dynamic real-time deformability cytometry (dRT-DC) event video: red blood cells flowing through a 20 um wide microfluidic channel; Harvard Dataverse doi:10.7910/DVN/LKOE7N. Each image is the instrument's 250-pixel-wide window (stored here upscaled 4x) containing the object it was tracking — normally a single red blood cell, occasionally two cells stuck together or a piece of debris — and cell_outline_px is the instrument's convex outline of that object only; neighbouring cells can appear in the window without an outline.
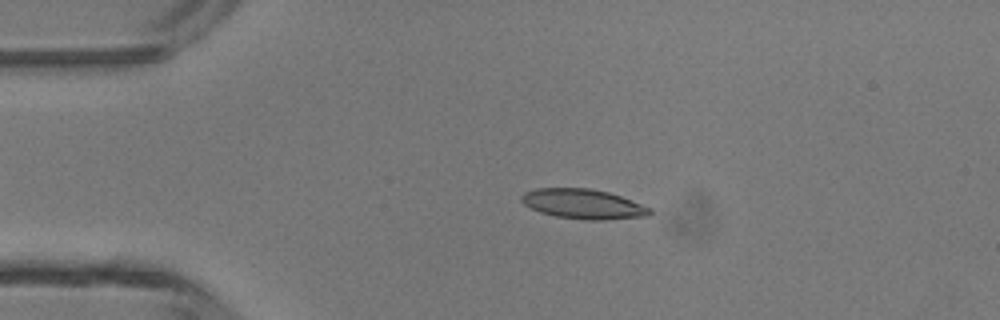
{"species": "common noctule bat (a hibernating species)", "species_latin": "Nyctalus noctula", "temperature_condition": "room temperature", "stored_images_in_passage": 33, "camera_frame_rate_fps": 3000, "um_per_image_px": 0.085, "animal": {"sex": "male", "body_mass_g": 13.3}, "frame": {"image": 1, "passage_image": 2, "time_ms": 0.333, "image_size_px": [1000, 320], "cell_outline_px": [[652, 212], [648, 216], [604, 220], [584, 220], [556, 216], [540, 212], [524, 204], [520, 200], [520, 196], [524, 192], [536, 188], [588, 188], [608, 192], [632, 200], [652, 208]], "centroid_in_image_um": [49.58, 17.34], "position_along_channel_um": 35.4, "area_um2": 22.37}}
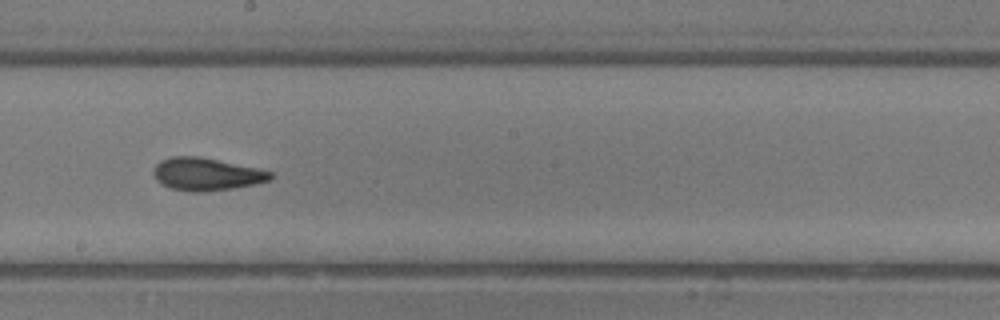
{"frame": {"image": 2, "passage_image": 18, "time_ms": 5.667, "image_size_px": [1000, 320], "cell_outline_px": [[272, 180], [232, 188], [204, 192], [192, 192], [172, 188], [160, 184], [156, 180], [152, 172], [156, 164], [160, 160], [172, 156], [200, 156], [256, 168], [272, 172]], "centroid_in_image_um": [17.5, 14.8], "position_along_channel_um": 230.7, "area_um2": 22.2}}
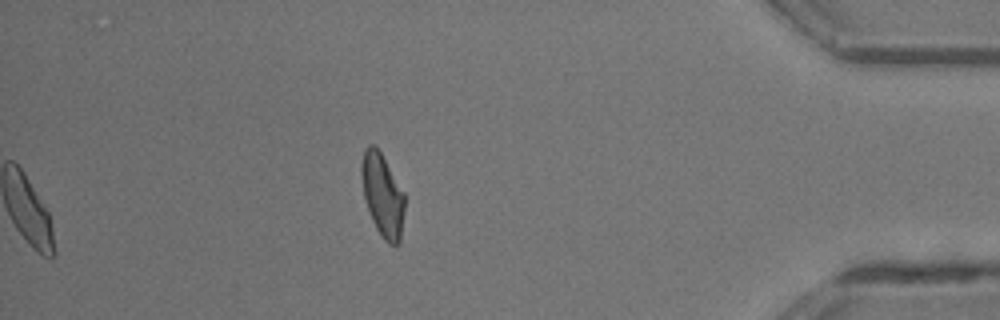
{"frame": {"image": 3, "passage_image": 33, "time_ms": 10.667, "image_size_px": [1000, 320], "cell_outline_px": [[404, 208], [400, 244], [396, 248], [388, 244], [384, 240], [376, 228], [372, 220], [364, 196], [360, 176], [360, 164], [364, 148], [368, 144], [372, 144], [380, 152], [404, 192]], "centroid_in_image_um": [32.5, 16.61], "position_along_channel_um": 402.7, "area_um2": 20.98}, "authors_computed_cell_mechanics": {"area_um2": 21.5594, "velocity_mm_per_s": 4.3696, "shape_relaxation_time_tau1_ms": 5.3147, "shape_relaxation_time_tau2_ms": 1.5789, "deformation_change_tau1": 0.1872, "deformation_change_tau2": 0.086}}